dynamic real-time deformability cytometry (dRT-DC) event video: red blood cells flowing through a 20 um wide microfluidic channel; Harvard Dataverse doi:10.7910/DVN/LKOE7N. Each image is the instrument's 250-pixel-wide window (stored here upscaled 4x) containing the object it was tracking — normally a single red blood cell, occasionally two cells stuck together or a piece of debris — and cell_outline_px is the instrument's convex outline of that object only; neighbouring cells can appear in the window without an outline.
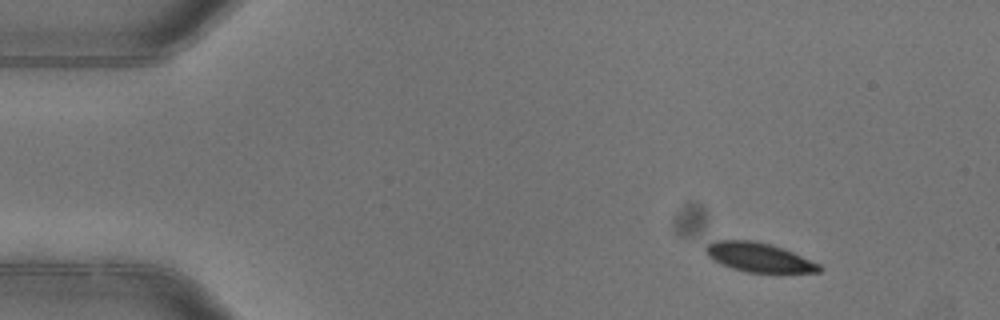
{"species": "common noctule bat (a hibernating species)", "species_latin": "Nyctalus noctula", "temperature_condition": "warm", "stored_images_in_passage": 3, "camera_frame_rate_fps": 3000, "um_per_image_px": 0.085, "animal": {"sex": "female"}, "frame": {"image": 1, "passage_image": 1, "time_ms": 0.0, "image_size_px": [1000, 320], "cell_outline_px": [[824, 268], [820, 272], [744, 272], [720, 264], [712, 260], [704, 252], [704, 248], [708, 244], [716, 240], [752, 240], [768, 244], [792, 252], [820, 264]], "centroid_in_image_um": [64.46, 21.88], "position_along_channel_um": 20.5, "area_um2": 19.19}}